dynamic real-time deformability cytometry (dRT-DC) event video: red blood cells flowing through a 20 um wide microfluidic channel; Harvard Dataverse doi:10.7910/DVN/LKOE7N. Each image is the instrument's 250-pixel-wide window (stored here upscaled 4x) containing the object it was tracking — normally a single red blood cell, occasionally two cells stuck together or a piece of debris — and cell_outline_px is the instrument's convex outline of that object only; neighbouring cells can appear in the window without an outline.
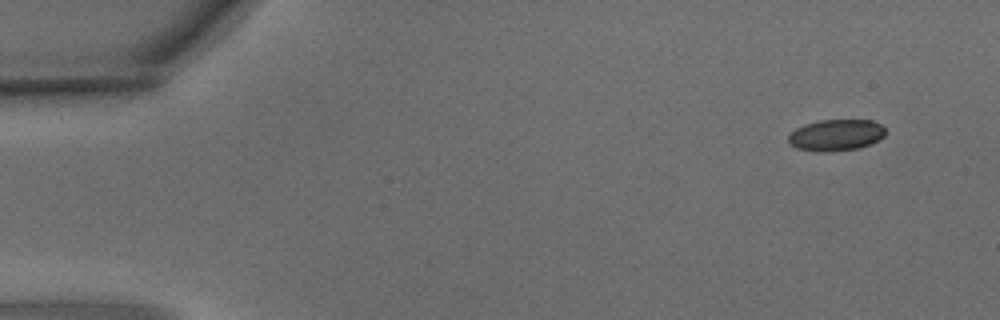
{"species": "common noctule bat (a hibernating species)", "species_latin": "Nyctalus noctula", "temperature_condition": "warm", "stored_images_in_passage": 4, "camera_frame_rate_fps": 3000, "um_per_image_px": 0.085, "animal": {"sex": "male", "body_mass_g": 15.6}, "frame": {"image": 1, "passage_image": 1, "time_ms": 0.0, "image_size_px": [1000, 320], "cell_outline_px": [[884, 136], [880, 140], [872, 144], [860, 148], [828, 152], [820, 152], [796, 148], [788, 144], [788, 136], [796, 128], [804, 124], [820, 120], [872, 120], [880, 124], [884, 128]], "centroid_in_image_um": [71.06, 11.49], "position_along_channel_um": 13.9, "area_um2": 17.98}}